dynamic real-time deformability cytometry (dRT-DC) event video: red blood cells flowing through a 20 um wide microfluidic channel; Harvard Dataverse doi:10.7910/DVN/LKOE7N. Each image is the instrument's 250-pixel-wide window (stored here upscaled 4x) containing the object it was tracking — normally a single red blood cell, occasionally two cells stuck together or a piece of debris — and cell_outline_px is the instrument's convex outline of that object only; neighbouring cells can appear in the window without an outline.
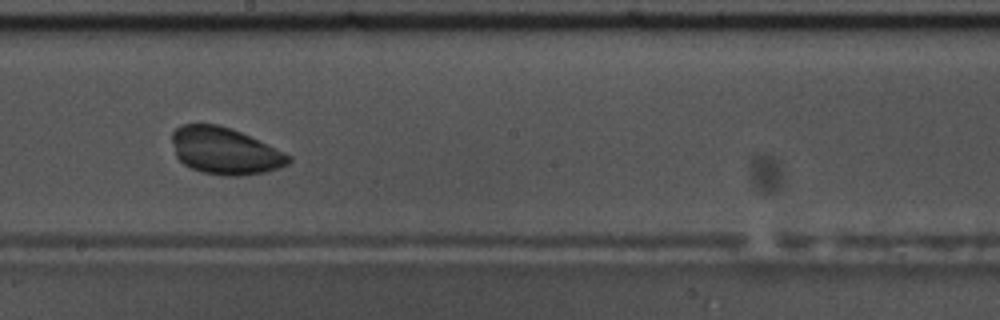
{"species": "common noctule bat (a hibernating species)", "species_latin": "Nyctalus noctula", "temperature_condition": "warm", "stored_images_in_passage": 56, "camera_frame_rate_fps": 3000, "um_per_image_px": 0.085, "animal": {"sex": "male", "body_mass_g": 17.5, "forearm_length_mm": 52.3}, "frame": {"image": 1, "passage_image": 32, "time_ms": 10.333, "image_size_px": [1000, 320], "cell_outline_px": [[292, 160], [288, 164], [280, 168], [264, 172], [240, 176], [224, 176], [204, 172], [192, 168], [184, 164], [176, 156], [172, 140], [172, 132], [180, 124], [216, 124], [232, 128], [292, 156]], "centroid_in_image_um": [19.12, 12.83], "position_along_channel_um": 229.1, "area_um2": 31.67}}